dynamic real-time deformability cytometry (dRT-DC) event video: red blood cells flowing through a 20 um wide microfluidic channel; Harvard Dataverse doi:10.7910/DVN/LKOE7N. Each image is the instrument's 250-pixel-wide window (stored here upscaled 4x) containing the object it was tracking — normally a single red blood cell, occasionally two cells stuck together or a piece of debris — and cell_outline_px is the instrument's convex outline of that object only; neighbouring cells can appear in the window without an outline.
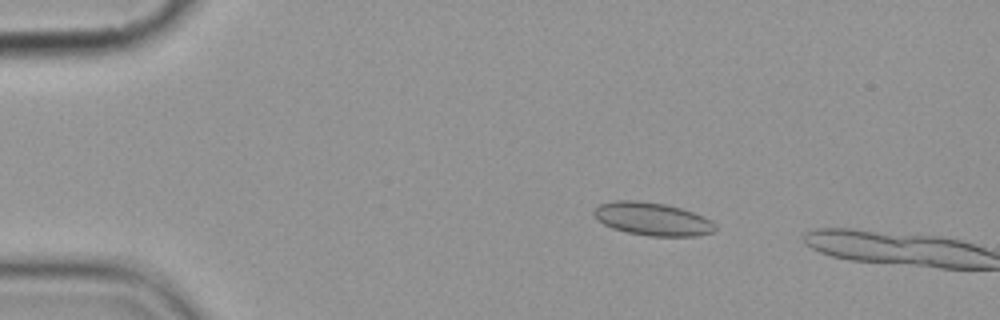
{"species": "common noctule bat (a hibernating species)", "species_latin": "Nyctalus noctula", "temperature_condition": "cold", "stored_images_in_passage": 4, "camera_frame_rate_fps": 3000, "um_per_image_px": 0.085, "animal": {"sex": "female", "body_mass_g": 19.9}, "frame": {"image": 1, "passage_image": 3, "time_ms": 3.333, "image_size_px": [1000, 320], "cell_outline_px": [[716, 228], [712, 232], [696, 236], [648, 236], [628, 232], [612, 228], [596, 220], [592, 212], [600, 204], [616, 200], [636, 200], [664, 204], [680, 208], [704, 216], [712, 220], [716, 224]], "centroid_in_image_um": [55.45, 18.61], "position_along_channel_um": 29.6, "area_um2": 23.35}}